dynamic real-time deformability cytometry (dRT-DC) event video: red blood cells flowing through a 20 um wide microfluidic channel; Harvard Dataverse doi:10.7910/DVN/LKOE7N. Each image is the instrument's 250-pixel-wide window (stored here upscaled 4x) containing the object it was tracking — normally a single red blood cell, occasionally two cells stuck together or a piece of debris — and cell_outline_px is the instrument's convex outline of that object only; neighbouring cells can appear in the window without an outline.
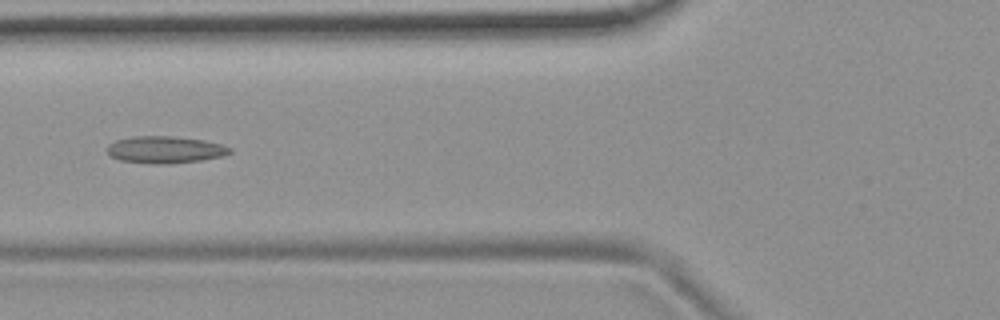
{"species": "common noctule bat (a hibernating species)", "species_latin": "Nyctalus noctula", "temperature_condition": "room temperature", "stored_images_in_passage": 6, "camera_frame_rate_fps": 3000, "um_per_image_px": 0.085, "animal": {"sex": "female", "body_mass_g": 19.9}, "frame": {"image": 1, "passage_image": 6, "time_ms": 1.667, "image_size_px": [1000, 320], "cell_outline_px": [[232, 152], [224, 156], [200, 160], [168, 164], [152, 164], [120, 160], [108, 156], [108, 144], [116, 140], [132, 136], [172, 136], [204, 140], [220, 144], [232, 148]], "centroid_in_image_um": [14.02, 12.72], "position_along_channel_um": 111.8, "area_um2": 19.42}}